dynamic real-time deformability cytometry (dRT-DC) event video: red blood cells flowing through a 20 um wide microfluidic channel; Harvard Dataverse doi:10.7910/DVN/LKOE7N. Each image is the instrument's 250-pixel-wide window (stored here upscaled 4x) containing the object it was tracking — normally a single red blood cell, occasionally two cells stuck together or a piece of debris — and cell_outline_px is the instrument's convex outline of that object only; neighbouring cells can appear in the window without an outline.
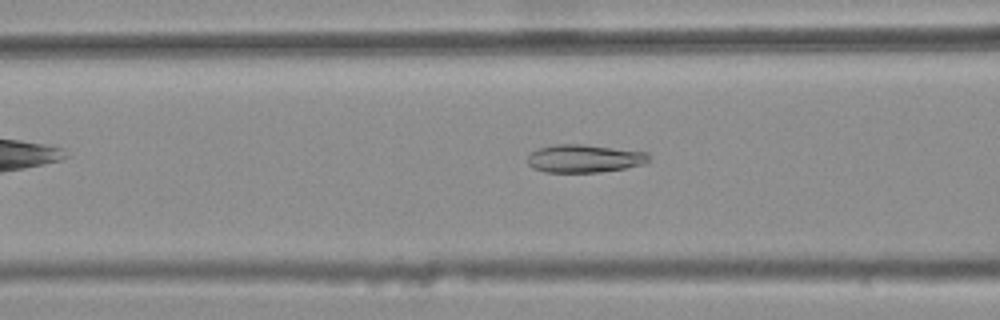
{"species": "common noctule bat (a hibernating species)", "species_latin": "Nyctalus noctula", "temperature_condition": "warm", "stored_images_in_passage": 43, "camera_frame_rate_fps": 3000, "um_per_image_px": 0.085, "animal": {"sex": "female", "body_mass_g": 25.1}, "frame": {"image": 1, "passage_image": 20, "time_ms": 6.333, "image_size_px": [1000, 320], "cell_outline_px": [[648, 160], [644, 164], [624, 168], [600, 172], [544, 172], [532, 168], [528, 164], [528, 156], [536, 148], [556, 144], [584, 144], [648, 152]], "centroid_in_image_um": [49.64, 13.47], "position_along_channel_um": 117.0, "area_um2": 19.83}}
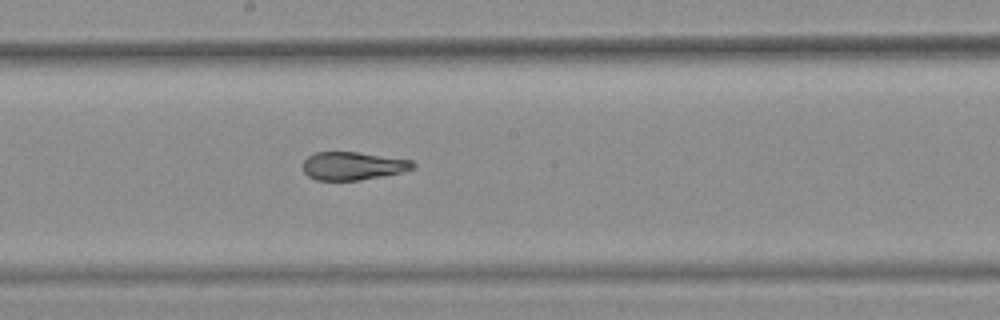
{"frame": {"image": 2, "passage_image": 28, "time_ms": 9.0, "image_size_px": [1000, 320], "cell_outline_px": [[416, 168], [384, 176], [360, 180], [316, 180], [308, 176], [304, 172], [304, 160], [308, 156], [316, 152], [356, 152], [412, 160], [416, 164]], "centroid_in_image_um": [30.01, 14.1], "position_along_channel_um": 218.2, "area_um2": 17.98}}
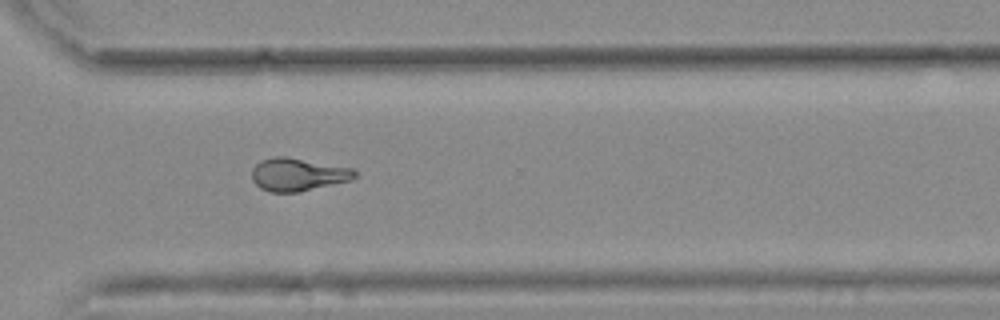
{"frame": {"image": 3, "passage_image": 38, "time_ms": 12.333, "image_size_px": [1000, 320], "cell_outline_px": [[360, 176], [352, 180], [300, 192], [268, 192], [260, 188], [252, 180], [252, 168], [260, 160], [276, 156], [288, 156], [352, 168]], "centroid_in_image_um": [25.34, 14.83], "position_along_channel_um": 345.3, "area_um2": 20.06}, "authors_computed_cell_mechanics": {"area_um2": 20.0566, "velocity_mm_per_s": 3.8124, "shape_relaxation_time_tau1_ms": null, "shape_relaxation_time_tau2_ms": 2.7405, "deformation_change_tau1": null, "deformation_change_tau2": 0.0854}}